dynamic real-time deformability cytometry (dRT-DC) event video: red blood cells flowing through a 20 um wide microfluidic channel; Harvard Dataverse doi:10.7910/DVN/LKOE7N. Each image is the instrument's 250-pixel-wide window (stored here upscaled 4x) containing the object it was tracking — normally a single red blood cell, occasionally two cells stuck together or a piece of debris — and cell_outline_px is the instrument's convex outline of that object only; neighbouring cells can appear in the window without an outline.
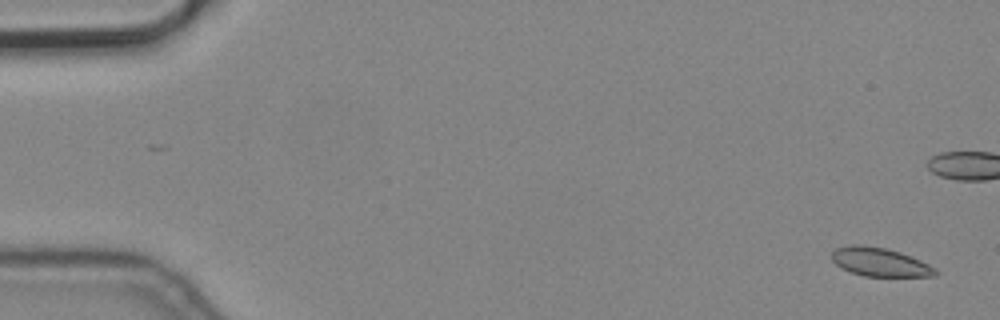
{"species": "common noctule bat (a hibernating species)", "species_latin": "Nyctalus noctula", "temperature_condition": "cold", "stored_images_in_passage": 7, "camera_frame_rate_fps": 3000, "um_per_image_px": 0.085, "animal": {"sex": "male", "body_mass_g": 19.2, "forearm_length_mm": 51.8}, "frame": {"image": 1, "passage_image": 1, "time_ms": 0.0, "image_size_px": [1000, 320], "cell_outline_px": [[940, 272], [936, 276], [864, 276], [840, 268], [832, 260], [832, 252], [836, 248], [852, 244], [860, 244], [884, 248], [900, 252], [920, 260], [936, 268]], "centroid_in_image_um": [74.8, 22.27], "position_along_channel_um": 10.2, "area_um2": 17.28}}
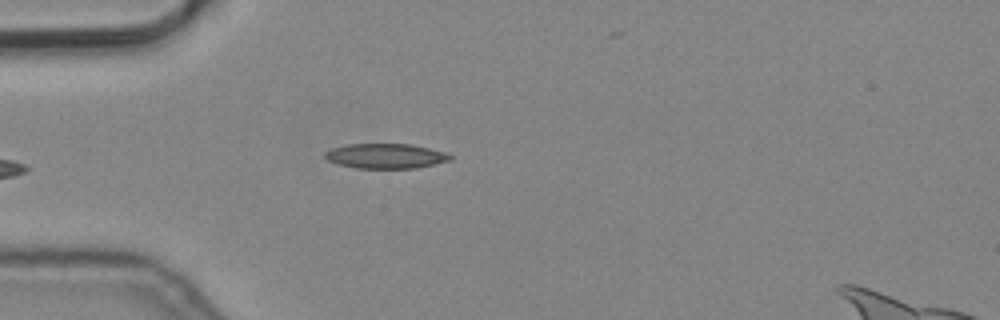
{"frame": {"image": 2, "passage_image": 6, "time_ms": 1.667, "image_size_px": [1000, 320], "cell_outline_px": [[452, 160], [416, 168], [356, 168], [336, 164], [328, 160], [324, 156], [324, 152], [332, 148], [348, 144], [412, 144], [444, 152], [452, 156]], "centroid_in_image_um": [32.76, 13.26], "position_along_channel_um": 52.2, "area_um2": 18.15}}